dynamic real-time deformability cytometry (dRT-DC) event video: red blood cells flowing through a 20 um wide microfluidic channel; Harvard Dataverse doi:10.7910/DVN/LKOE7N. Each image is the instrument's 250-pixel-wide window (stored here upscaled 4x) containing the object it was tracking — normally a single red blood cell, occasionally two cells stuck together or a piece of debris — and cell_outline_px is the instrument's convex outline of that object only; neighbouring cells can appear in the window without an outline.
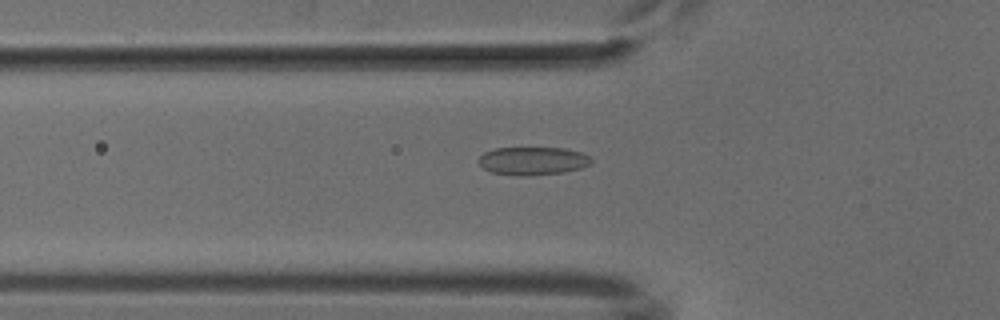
{"species": "common noctule bat (a hibernating species)", "species_latin": "Nyctalus noctula", "temperature_condition": "cold", "stored_images_in_passage": 47, "camera_frame_rate_fps": 3000, "um_per_image_px": 0.085, "animal": {"sex": "male", "body_mass_g": 18.8}, "frame": {"image": 1, "passage_image": 13, "time_ms": 4.0, "image_size_px": [1000, 320], "cell_outline_px": [[592, 160], [588, 164], [580, 168], [564, 172], [524, 176], [520, 176], [492, 172], [484, 168], [476, 160], [484, 152], [496, 148], [564, 148], [580, 152], [588, 156]], "centroid_in_image_um": [45.25, 13.67], "position_along_channel_um": 80.6, "area_um2": 18.26}}
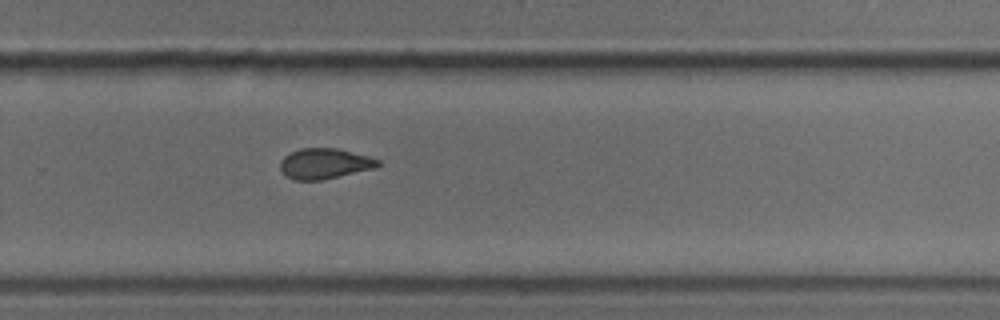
{"frame": {"image": 2, "passage_image": 30, "time_ms": 9.667, "image_size_px": [1000, 320], "cell_outline_px": [[380, 164], [376, 168], [320, 180], [292, 180], [280, 168], [280, 160], [284, 156], [300, 148], [336, 148], [368, 156], [380, 160]], "centroid_in_image_um": [27.59, 13.9], "position_along_channel_um": 302.2, "area_um2": 17.22}}
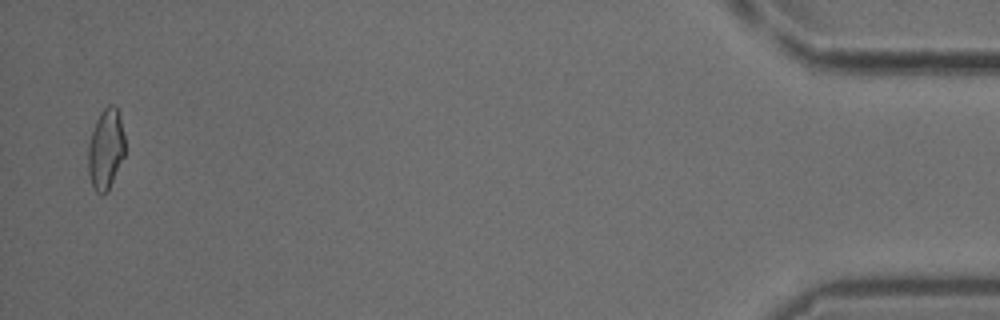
{"frame": {"image": 3, "passage_image": 46, "time_ms": 15.0, "image_size_px": [1000, 320], "cell_outline_px": [[124, 156], [108, 192], [100, 196], [96, 192], [92, 184], [88, 172], [88, 144], [96, 120], [100, 112], [108, 104], [116, 104], [120, 112], [124, 136]], "centroid_in_image_um": [9.0, 12.65], "position_along_channel_um": 426.2, "area_um2": 17.57}}